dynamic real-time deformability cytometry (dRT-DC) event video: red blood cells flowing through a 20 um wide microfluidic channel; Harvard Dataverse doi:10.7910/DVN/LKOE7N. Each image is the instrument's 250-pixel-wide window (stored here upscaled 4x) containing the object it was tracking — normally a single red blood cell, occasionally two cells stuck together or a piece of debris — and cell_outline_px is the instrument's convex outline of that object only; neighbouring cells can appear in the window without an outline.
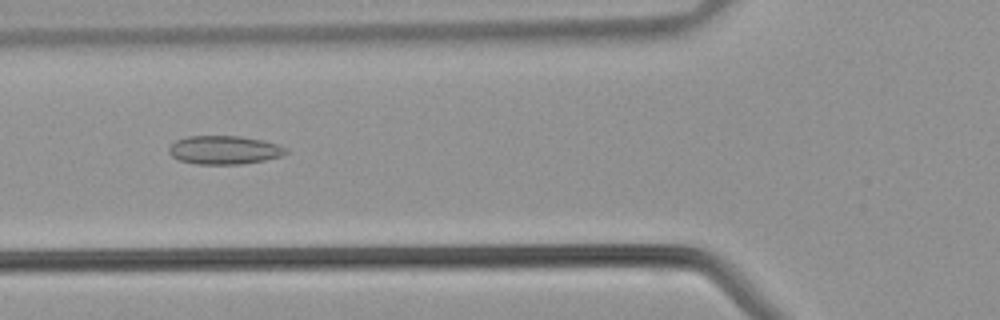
{"species": "common noctule bat (a hibernating species)", "species_latin": "Nyctalus noctula", "temperature_condition": "warm", "stored_images_in_passage": 41, "camera_frame_rate_fps": 3000, "um_per_image_px": 0.085, "animal": {"sex": "male", "body_mass_g": 21.5, "forearm_length_mm": 52.0}, "frame": {"image": 1, "passage_image": 15, "time_ms": 4.667, "image_size_px": [1000, 320], "cell_outline_px": [[288, 152], [280, 156], [264, 160], [240, 164], [196, 164], [180, 160], [172, 156], [168, 152], [168, 148], [176, 140], [188, 136], [240, 136], [264, 140], [276, 144], [284, 148]], "centroid_in_image_um": [19.03, 12.74], "position_along_channel_um": 106.8, "area_um2": 19.31}}
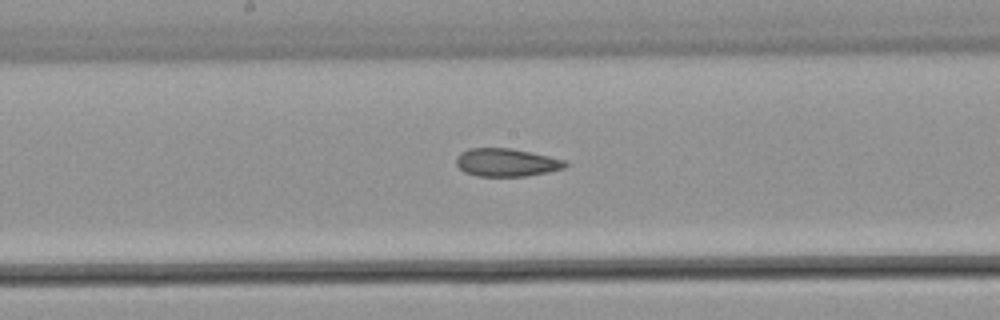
{"frame": {"image": 2, "passage_image": 21, "time_ms": 6.667, "image_size_px": [1000, 320], "cell_outline_px": [[568, 164], [564, 168], [548, 172], [524, 176], [476, 176], [464, 172], [456, 164], [456, 156], [460, 152], [468, 148], [512, 148], [548, 156], [564, 160]], "centroid_in_image_um": [43.01, 13.8], "position_along_channel_um": 205.2, "area_um2": 17.8}}
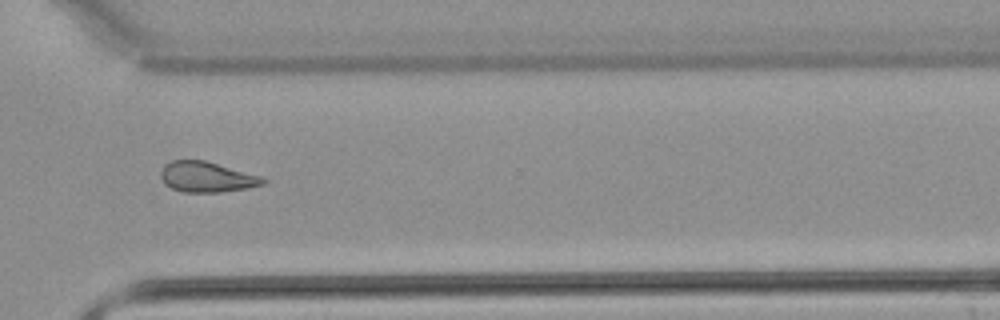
{"frame": {"image": 3, "passage_image": 30, "time_ms": 9.667, "image_size_px": [1000, 320], "cell_outline_px": [[268, 180], [264, 184], [248, 188], [220, 192], [180, 192], [164, 184], [160, 176], [160, 172], [164, 164], [172, 160], [204, 160], [260, 176]], "centroid_in_image_um": [17.54, 15.05], "position_along_channel_um": 353.1, "area_um2": 18.15}}